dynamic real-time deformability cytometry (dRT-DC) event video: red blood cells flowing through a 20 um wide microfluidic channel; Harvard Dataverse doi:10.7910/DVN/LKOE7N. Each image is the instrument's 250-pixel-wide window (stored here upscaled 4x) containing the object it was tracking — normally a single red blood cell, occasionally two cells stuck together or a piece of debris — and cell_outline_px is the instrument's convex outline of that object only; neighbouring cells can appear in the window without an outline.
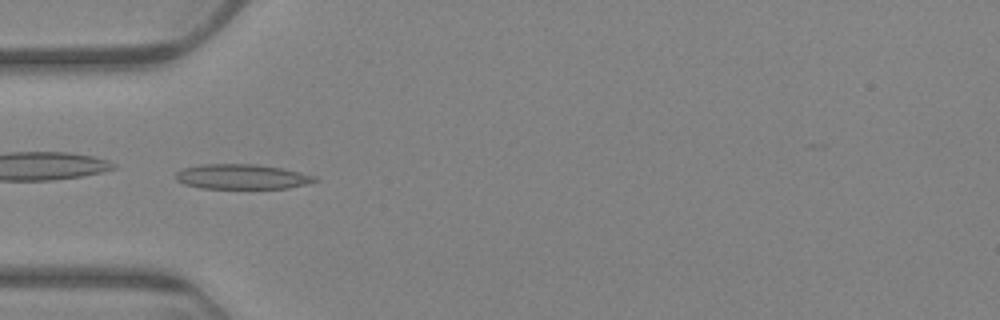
{"species": "Egyptian fruit bat (a non-hibernating species)", "species_latin": "Rousettus aegyptiacus", "temperature_condition": "warm", "stored_images_in_passage": 44, "camera_frame_rate_fps": 3000, "um_per_image_px": 0.085, "animal": {"sex": "female"}, "frame": {"image": 1, "passage_image": 1, "time_ms": 0.0, "image_size_px": [1000, 320], "cell_outline_px": [[320, 180], [288, 188], [200, 188], [184, 184], [176, 180], [176, 172], [180, 168], [200, 164], [256, 164], [280, 168], [300, 172], [316, 176]], "centroid_in_image_um": [20.52, 15.01], "position_along_channel_um": 64.5, "area_um2": 20.23}}
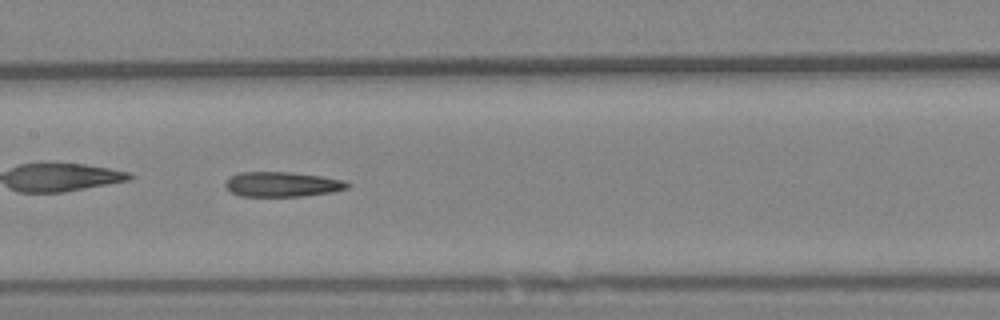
{"frame": {"image": 2, "passage_image": 12, "time_ms": 3.667, "image_size_px": [1000, 320], "cell_outline_px": [[352, 184], [348, 188], [332, 192], [304, 196], [240, 196], [232, 192], [224, 184], [232, 176], [240, 172], [288, 172], [320, 176], [344, 180]], "centroid_in_image_um": [24.03, 15.67], "position_along_channel_um": 183.4, "area_um2": 17.57}}
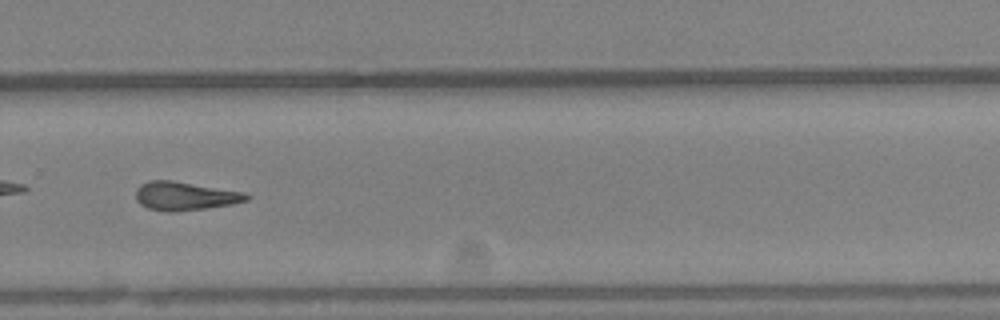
{"frame": {"image": 3, "passage_image": 24, "time_ms": 7.667, "image_size_px": [1000, 320], "cell_outline_px": [[252, 196], [248, 200], [232, 204], [208, 208], [172, 212], [168, 212], [148, 208], [140, 204], [136, 200], [136, 188], [140, 184], [148, 180], [172, 180], [244, 192]], "centroid_in_image_um": [15.71, 16.66], "position_along_channel_um": 314.1, "area_um2": 18.55}}